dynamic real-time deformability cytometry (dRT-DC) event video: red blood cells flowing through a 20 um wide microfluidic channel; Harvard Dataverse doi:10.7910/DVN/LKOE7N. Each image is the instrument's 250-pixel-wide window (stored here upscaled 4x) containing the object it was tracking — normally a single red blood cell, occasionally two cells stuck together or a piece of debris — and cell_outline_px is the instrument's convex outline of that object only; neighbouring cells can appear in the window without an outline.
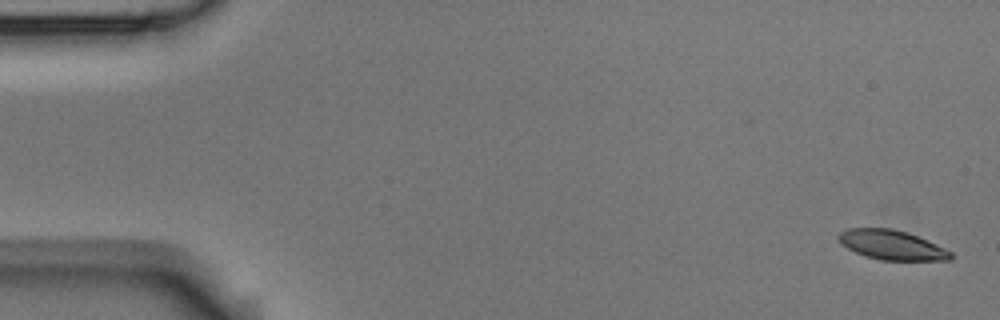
{"species": "Egyptian fruit bat (a non-hibernating species)", "species_latin": "Rousettus aegyptiacus", "temperature_condition": "room temperature", "stored_images_in_passage": 4, "camera_frame_rate_fps": 3000, "um_per_image_px": 0.085, "animal": {"sex": "male"}, "frame": {"image": 1, "passage_image": 1, "time_ms": 0.0, "image_size_px": [1000, 320], "cell_outline_px": [[952, 260], [880, 260], [864, 256], [840, 244], [836, 236], [840, 232], [848, 228], [892, 228], [916, 236], [936, 244], [952, 252]], "centroid_in_image_um": [75.76, 20.82], "position_along_channel_um": 9.2, "area_um2": 19.25}}
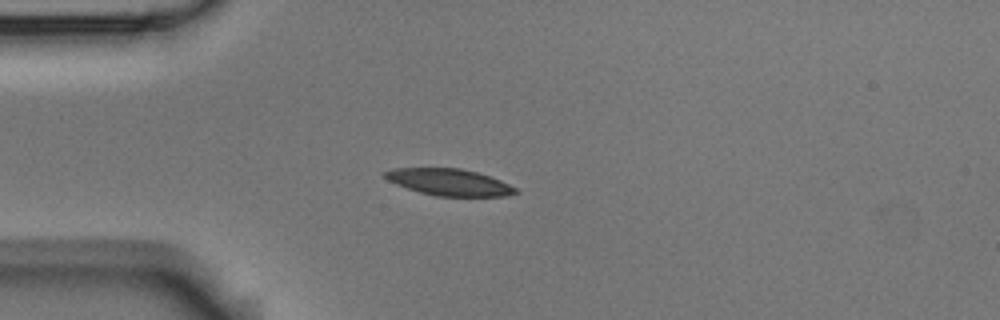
{"frame": {"image": 2, "passage_image": 4, "time_ms": 1.0, "image_size_px": [1000, 320], "cell_outline_px": [[520, 192], [504, 196], [436, 196], [420, 192], [396, 184], [388, 180], [384, 176], [384, 172], [392, 168], [460, 168], [476, 172], [500, 180], [516, 188]], "centroid_in_image_um": [38.18, 15.48], "position_along_channel_um": 46.8, "area_um2": 20.11}}